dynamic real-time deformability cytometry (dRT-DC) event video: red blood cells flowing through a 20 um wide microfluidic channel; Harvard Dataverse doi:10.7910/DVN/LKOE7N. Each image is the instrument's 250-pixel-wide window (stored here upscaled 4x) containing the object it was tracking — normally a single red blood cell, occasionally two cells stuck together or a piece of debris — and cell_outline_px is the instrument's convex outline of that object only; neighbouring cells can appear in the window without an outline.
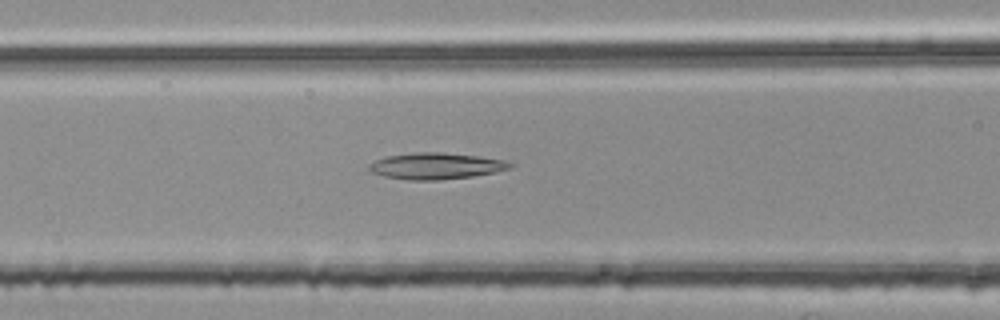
{"species": "common noctule bat (a hibernating species)", "species_latin": "Nyctalus noctula", "temperature_condition": "room temperature", "stored_images_in_passage": 54, "camera_frame_rate_fps": 3000, "um_per_image_px": 0.085, "animal": {"sex": "female", "body_mass_g": 25.1}, "frame": {"image": 1, "passage_image": 22, "time_ms": 7.0, "image_size_px": [1000, 320], "cell_outline_px": [[516, 164], [512, 168], [496, 172], [472, 176], [440, 180], [408, 180], [384, 176], [372, 172], [368, 168], [368, 164], [384, 156], [416, 152], [440, 152], [480, 156], [504, 160]], "centroid_in_image_um": [37.08, 14.1], "position_along_channel_um": 129.5, "area_um2": 21.85}}
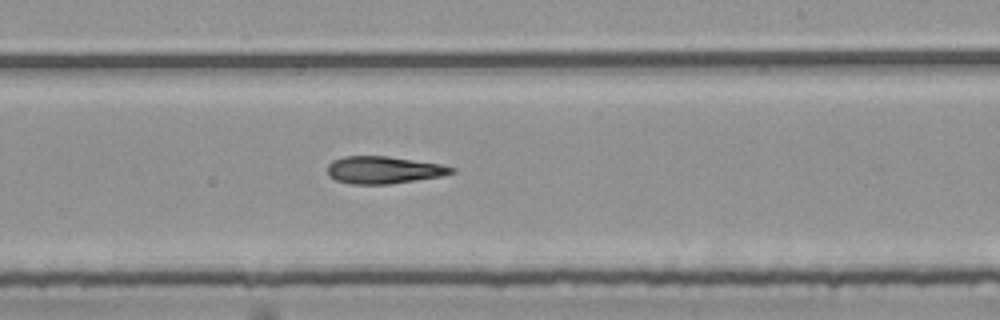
{"frame": {"image": 2, "passage_image": 32, "time_ms": 10.333, "image_size_px": [1000, 320], "cell_outline_px": [[456, 172], [440, 176], [416, 180], [388, 184], [352, 184], [336, 180], [328, 176], [328, 164], [332, 160], [344, 156], [388, 156], [440, 164], [456, 168]], "centroid_in_image_um": [32.59, 14.44], "position_along_channel_um": 256.4, "area_um2": 19.71}}
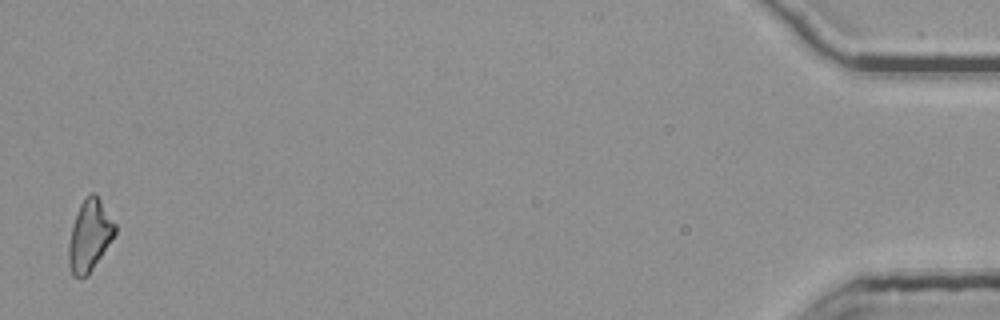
{"frame": {"image": 3, "passage_image": 53, "time_ms": 17.333, "image_size_px": [1000, 320], "cell_outline_px": [[116, 232], [88, 276], [72, 276], [68, 264], [68, 244], [72, 228], [80, 204], [84, 196], [92, 192], [100, 200], [116, 224]], "centroid_in_image_um": [7.6, 20.03], "position_along_channel_um": 427.6, "area_um2": 18.96}, "authors_computed_cell_mechanics": {"area_um2": 20.2878, "velocity_mm_per_s": 3.8127, "shape_relaxation_time_tau1_ms": null, "shape_relaxation_time_tau2_ms": 9.8587, "deformation_change_tau1": null, "deformation_change_tau2": 0.2603}}